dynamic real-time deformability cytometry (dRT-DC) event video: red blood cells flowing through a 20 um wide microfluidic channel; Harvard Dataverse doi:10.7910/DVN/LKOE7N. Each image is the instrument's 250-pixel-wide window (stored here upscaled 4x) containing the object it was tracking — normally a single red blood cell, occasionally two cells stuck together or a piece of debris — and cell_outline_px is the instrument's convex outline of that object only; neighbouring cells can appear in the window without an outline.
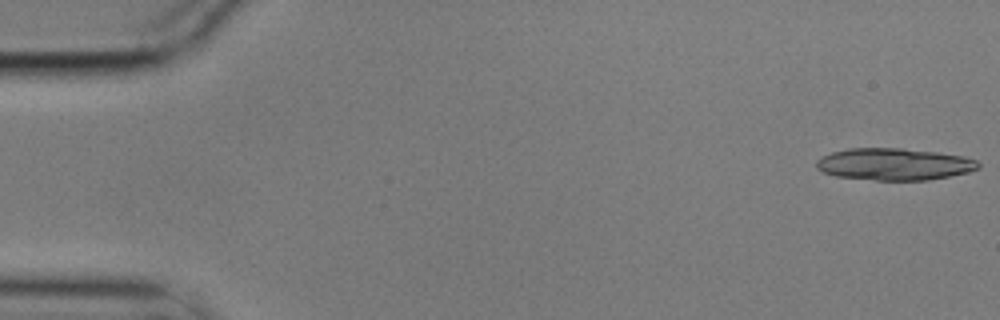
{"species": "common noctule bat (a hibernating species)", "species_latin": "Nyctalus noctula", "temperature_condition": "cold", "stored_images_in_passage": 16, "camera_frame_rate_fps": 3000, "um_per_image_px": 0.085, "animal": {"sex": "male", "body_mass_g": 17.9}, "frame": {"image": 1, "passage_image": 1, "time_ms": 0.0, "image_size_px": [1000, 320], "cell_outline_px": [[980, 168], [968, 172], [928, 180], [876, 180], [836, 176], [824, 172], [816, 168], [816, 160], [820, 156], [832, 152], [848, 148], [900, 148], [936, 152], [964, 156], [976, 160], [980, 164]], "centroid_in_image_um": [75.99, 13.95], "position_along_channel_um": 9.0, "area_um2": 30.17}}